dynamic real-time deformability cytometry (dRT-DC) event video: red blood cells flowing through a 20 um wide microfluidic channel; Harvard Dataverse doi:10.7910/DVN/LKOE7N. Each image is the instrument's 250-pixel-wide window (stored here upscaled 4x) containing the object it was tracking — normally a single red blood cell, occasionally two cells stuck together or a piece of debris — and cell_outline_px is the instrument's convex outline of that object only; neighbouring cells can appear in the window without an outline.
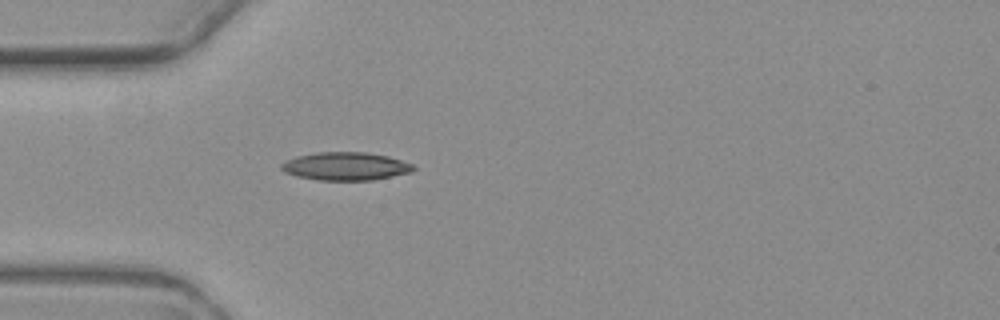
{"species": "common noctule bat (a hibernating species)", "species_latin": "Nyctalus noctula", "temperature_condition": "warm", "stored_images_in_passage": 4, "camera_frame_rate_fps": 3000, "um_per_image_px": 0.085, "animal": {"sex": "female", "body_mass_g": 19.3, "forearm_length_mm": 54.1}, "frame": {"image": 1, "passage_image": 4, "time_ms": 4.0, "image_size_px": [1000, 320], "cell_outline_px": [[416, 168], [412, 172], [372, 180], [320, 180], [296, 176], [284, 172], [280, 168], [280, 164], [284, 160], [296, 156], [316, 152], [364, 152], [388, 156], [412, 164]], "centroid_in_image_um": [29.33, 14.13], "position_along_channel_um": 55.7, "area_um2": 21.68}}